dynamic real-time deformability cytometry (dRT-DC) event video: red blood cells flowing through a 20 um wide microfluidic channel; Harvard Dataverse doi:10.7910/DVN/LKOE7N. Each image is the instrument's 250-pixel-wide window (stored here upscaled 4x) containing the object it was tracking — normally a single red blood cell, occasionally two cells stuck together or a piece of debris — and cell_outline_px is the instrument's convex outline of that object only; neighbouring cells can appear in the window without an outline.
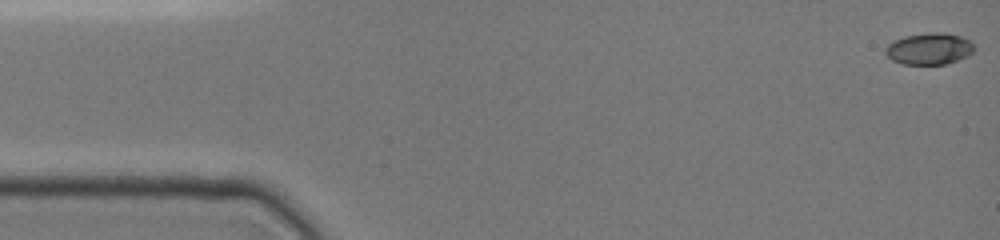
{"species": "common noctule bat (a hibernating species)", "species_latin": "Nyctalus noctula", "temperature_condition": "cold", "stored_images_in_passage": 20, "camera_frame_rate_fps": 3000, "um_per_image_px": 0.085, "animal": {"sex": "female", "body_mass_g": 19.0, "forearm_length_mm": 51.5}, "frame": {"image": 1, "passage_image": 1, "time_ms": 0.0, "image_size_px": [1000, 240], "cell_outline_px": [[976, 48], [968, 56], [944, 64], [904, 64], [892, 60], [884, 52], [884, 48], [888, 44], [904, 36], [928, 32], [944, 32], [960, 36], [972, 40]], "centroid_in_image_um": [79.01, 4.13], "position_along_channel_um": 6.0, "area_um2": 16.47}}
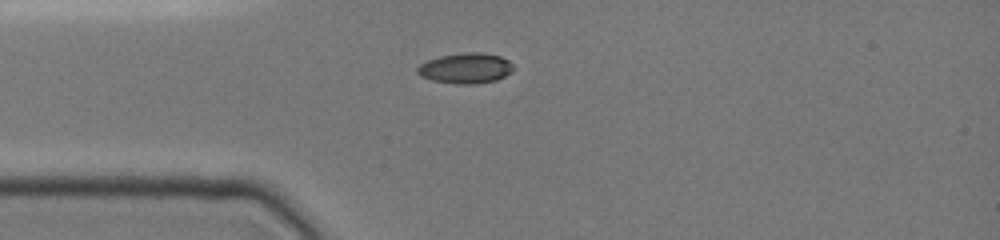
{"frame": {"image": 2, "passage_image": 16, "time_ms": 4.0, "image_size_px": [1000, 240], "cell_outline_px": [[512, 68], [504, 76], [496, 80], [476, 84], [460, 84], [432, 80], [420, 76], [416, 72], [416, 68], [420, 64], [428, 60], [440, 56], [464, 52], [484, 52], [500, 56], [508, 60], [512, 64]], "centroid_in_image_um": [39.54, 5.79], "position_along_channel_um": 45.5, "area_um2": 16.94}}